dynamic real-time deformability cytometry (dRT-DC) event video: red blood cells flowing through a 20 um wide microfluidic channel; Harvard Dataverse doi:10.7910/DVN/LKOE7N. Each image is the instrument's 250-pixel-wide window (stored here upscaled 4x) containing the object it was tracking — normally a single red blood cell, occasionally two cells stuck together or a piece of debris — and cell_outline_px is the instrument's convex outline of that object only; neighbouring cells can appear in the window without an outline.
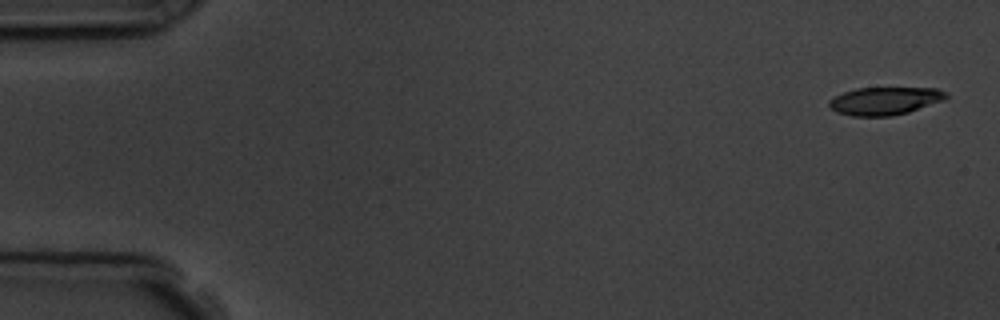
{"species": "common noctule bat (a hibernating species)", "species_latin": "Nyctalus noctula", "temperature_condition": "room temperature", "stored_images_in_passage": 4, "camera_frame_rate_fps": 3000, "um_per_image_px": 0.085, "animal": {"sex": "male", "body_mass_g": 19.5, "forearm_length_mm": 54.6}, "frame": {"image": 1, "passage_image": 1, "time_ms": 0.0, "image_size_px": [1000, 320], "cell_outline_px": [[948, 96], [944, 100], [908, 112], [892, 116], [852, 116], [836, 112], [828, 104], [828, 100], [844, 92], [856, 88], [936, 88], [948, 92]], "centroid_in_image_um": [75.22, 8.57], "position_along_channel_um": 9.8, "area_um2": 18.96}}